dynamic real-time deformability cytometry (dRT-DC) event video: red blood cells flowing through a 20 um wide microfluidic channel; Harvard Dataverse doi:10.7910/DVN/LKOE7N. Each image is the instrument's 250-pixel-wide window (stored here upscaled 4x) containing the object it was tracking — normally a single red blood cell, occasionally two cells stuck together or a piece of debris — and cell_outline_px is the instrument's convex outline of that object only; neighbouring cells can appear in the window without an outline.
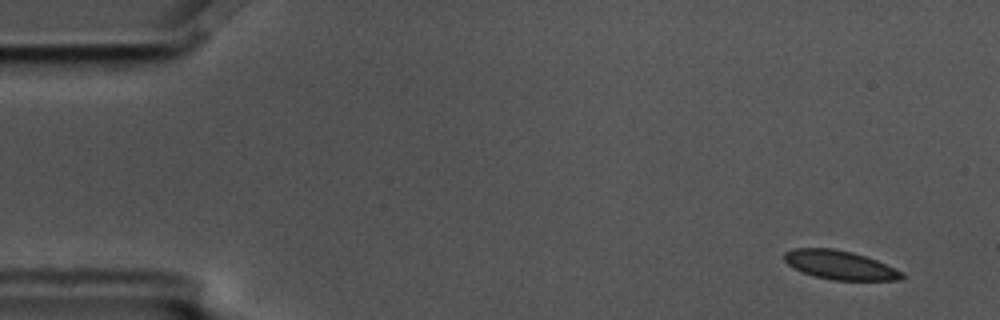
{"species": "common noctule bat (a hibernating species)", "species_latin": "Nyctalus noctula", "temperature_condition": "cold", "stored_images_in_passage": 5, "camera_frame_rate_fps": 3000, "um_per_image_px": 0.085, "animal": {"sex": "male", "body_mass_g": 17.5, "forearm_length_mm": 52.3}, "frame": {"image": 1, "passage_image": 1, "time_ms": 0.0, "image_size_px": [1000, 320], "cell_outline_px": [[904, 276], [900, 280], [832, 280], [812, 276], [788, 264], [784, 260], [784, 252], [792, 248], [832, 248], [852, 252], [876, 260], [904, 272]], "centroid_in_image_um": [71.38, 22.52], "position_along_channel_um": 13.6, "area_um2": 19.71}}
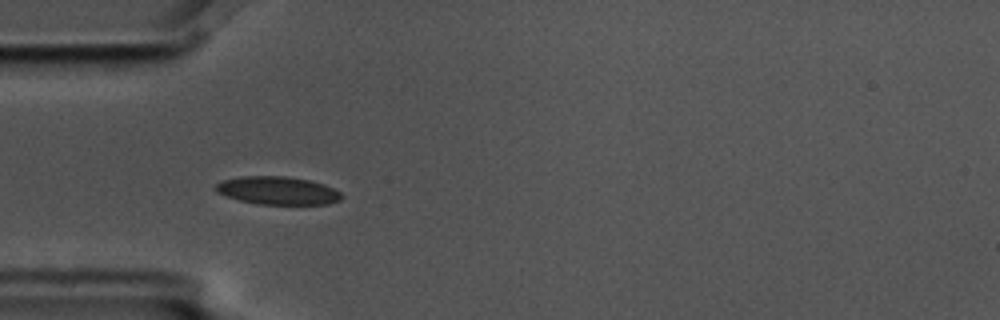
{"frame": {"image": 2, "passage_image": 4, "time_ms": 1.0, "image_size_px": [1000, 320], "cell_outline_px": [[344, 196], [340, 200], [328, 204], [260, 204], [240, 200], [216, 192], [216, 184], [224, 180], [240, 176], [288, 176], [308, 180], [324, 184], [340, 192]], "centroid_in_image_um": [23.63, 16.19], "position_along_channel_um": 61.4, "area_um2": 20.4}}